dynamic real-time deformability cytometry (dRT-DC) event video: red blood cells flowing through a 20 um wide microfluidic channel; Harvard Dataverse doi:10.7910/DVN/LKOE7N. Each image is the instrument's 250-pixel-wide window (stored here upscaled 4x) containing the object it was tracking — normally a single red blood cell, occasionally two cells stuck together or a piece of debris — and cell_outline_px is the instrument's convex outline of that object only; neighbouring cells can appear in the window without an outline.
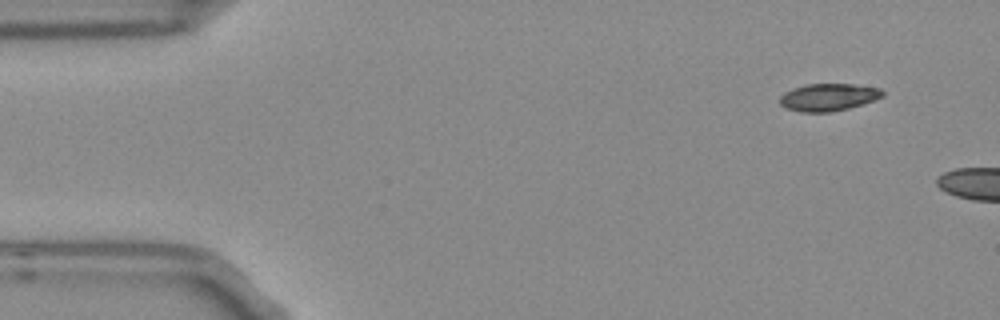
{"species": "Egyptian fruit bat (a non-hibernating species)", "species_latin": "Rousettus aegyptiacus", "temperature_condition": "room temperature", "stored_images_in_passage": 2, "camera_frame_rate_fps": 3000, "um_per_image_px": 0.085, "frame": {"image": 1, "passage_image": 1, "time_ms": 0.0, "image_size_px": [1000, 320], "cell_outline_px": [[884, 96], [876, 100], [848, 108], [832, 112], [800, 112], [784, 108], [780, 104], [780, 96], [784, 92], [792, 88], [804, 84], [852, 84], [880, 88], [884, 92]], "centroid_in_image_um": [70.4, 8.26], "position_along_channel_um": 14.6, "area_um2": 16.59}}